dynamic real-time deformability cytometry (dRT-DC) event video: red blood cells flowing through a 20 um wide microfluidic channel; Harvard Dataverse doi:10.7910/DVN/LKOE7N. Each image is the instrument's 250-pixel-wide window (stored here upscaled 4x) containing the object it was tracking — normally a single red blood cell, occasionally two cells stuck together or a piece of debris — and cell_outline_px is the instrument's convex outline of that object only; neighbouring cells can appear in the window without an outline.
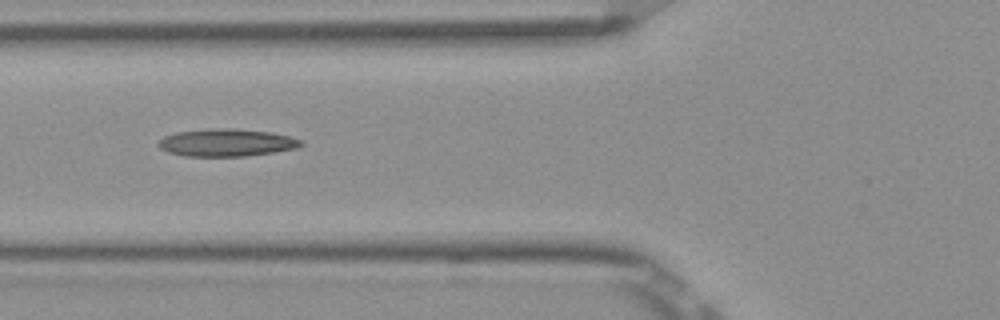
{"species": "Egyptian fruit bat (a non-hibernating species)", "species_latin": "Rousettus aegyptiacus", "temperature_condition": "room temperature", "stored_images_in_passage": 5, "camera_frame_rate_fps": 3000, "um_per_image_px": 0.085, "frame": {"image": 1, "passage_image": 4, "time_ms": 1.0, "image_size_px": [1000, 320], "cell_outline_px": [[304, 144], [296, 148], [276, 152], [244, 156], [184, 156], [168, 152], [160, 148], [156, 144], [164, 136], [176, 132], [212, 128], [236, 128], [272, 132], [304, 140]], "centroid_in_image_um": [19.27, 12.12], "position_along_channel_um": 106.5, "area_um2": 23.06}}
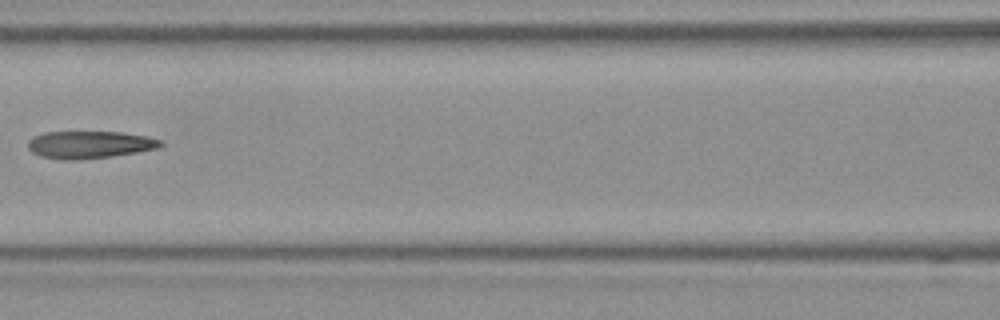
{"frame": {"image": 2, "passage_image": 5, "time_ms": 1.333, "image_size_px": [1000, 320], "cell_outline_px": [[164, 144], [156, 148], [136, 152], [112, 156], [76, 160], [64, 160], [40, 156], [32, 152], [28, 148], [28, 140], [32, 136], [44, 132], [120, 132], [148, 136], [160, 140]], "centroid_in_image_um": [7.57, 12.29], "position_along_channel_um": 159.0, "area_um2": 21.15}}